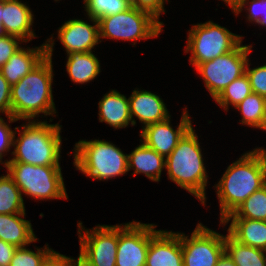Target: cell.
I'll return each instance as SVG.
<instances>
[{"label":"cell","instance_id":"6da1fadb","mask_svg":"<svg viewBox=\"0 0 266 266\" xmlns=\"http://www.w3.org/2000/svg\"><path fill=\"white\" fill-rule=\"evenodd\" d=\"M45 41L46 57L27 75L11 86V116L17 120L34 121L43 114L56 116L53 99V47L55 39L51 35Z\"/></svg>","mask_w":266,"mask_h":266},{"label":"cell","instance_id":"7a4b0ae2","mask_svg":"<svg viewBox=\"0 0 266 266\" xmlns=\"http://www.w3.org/2000/svg\"><path fill=\"white\" fill-rule=\"evenodd\" d=\"M265 184L266 149L257 147L237 158L213 186L220 206V222Z\"/></svg>","mask_w":266,"mask_h":266},{"label":"cell","instance_id":"3957f363","mask_svg":"<svg viewBox=\"0 0 266 266\" xmlns=\"http://www.w3.org/2000/svg\"><path fill=\"white\" fill-rule=\"evenodd\" d=\"M22 127H15L13 155L8 162H22L34 166H60L62 125L49 124L48 121H26ZM20 128L22 130L20 131ZM18 132V133H17ZM16 134L19 136L16 138Z\"/></svg>","mask_w":266,"mask_h":266},{"label":"cell","instance_id":"277c9868","mask_svg":"<svg viewBox=\"0 0 266 266\" xmlns=\"http://www.w3.org/2000/svg\"><path fill=\"white\" fill-rule=\"evenodd\" d=\"M193 126L165 158L168 180L186 190L205 206L208 177L197 133Z\"/></svg>","mask_w":266,"mask_h":266},{"label":"cell","instance_id":"5b68a950","mask_svg":"<svg viewBox=\"0 0 266 266\" xmlns=\"http://www.w3.org/2000/svg\"><path fill=\"white\" fill-rule=\"evenodd\" d=\"M127 157L128 154L106 140H79L73 148L76 170L99 181L127 174Z\"/></svg>","mask_w":266,"mask_h":266},{"label":"cell","instance_id":"8992f818","mask_svg":"<svg viewBox=\"0 0 266 266\" xmlns=\"http://www.w3.org/2000/svg\"><path fill=\"white\" fill-rule=\"evenodd\" d=\"M4 167L23 194L36 200L68 199L61 166L8 162Z\"/></svg>","mask_w":266,"mask_h":266},{"label":"cell","instance_id":"52a82bcc","mask_svg":"<svg viewBox=\"0 0 266 266\" xmlns=\"http://www.w3.org/2000/svg\"><path fill=\"white\" fill-rule=\"evenodd\" d=\"M187 37L184 52L191 53L189 63L194 68L198 64L229 53L243 42L242 35L234 34L212 20L192 25Z\"/></svg>","mask_w":266,"mask_h":266},{"label":"cell","instance_id":"ba28073f","mask_svg":"<svg viewBox=\"0 0 266 266\" xmlns=\"http://www.w3.org/2000/svg\"><path fill=\"white\" fill-rule=\"evenodd\" d=\"M99 38L121 41H133V46L139 40L159 37L163 26L147 12L137 8L130 9L100 18Z\"/></svg>","mask_w":266,"mask_h":266},{"label":"cell","instance_id":"9c48e42d","mask_svg":"<svg viewBox=\"0 0 266 266\" xmlns=\"http://www.w3.org/2000/svg\"><path fill=\"white\" fill-rule=\"evenodd\" d=\"M253 45L242 42L232 51L195 67L204 86L215 100L234 80L245 73L246 64Z\"/></svg>","mask_w":266,"mask_h":266},{"label":"cell","instance_id":"30bf717a","mask_svg":"<svg viewBox=\"0 0 266 266\" xmlns=\"http://www.w3.org/2000/svg\"><path fill=\"white\" fill-rule=\"evenodd\" d=\"M183 266H217L225 254L224 235L197 223L191 235L181 233Z\"/></svg>","mask_w":266,"mask_h":266},{"label":"cell","instance_id":"8fae6325","mask_svg":"<svg viewBox=\"0 0 266 266\" xmlns=\"http://www.w3.org/2000/svg\"><path fill=\"white\" fill-rule=\"evenodd\" d=\"M77 223L79 252L94 266H116L119 224L85 229L82 222Z\"/></svg>","mask_w":266,"mask_h":266},{"label":"cell","instance_id":"7c38bea8","mask_svg":"<svg viewBox=\"0 0 266 266\" xmlns=\"http://www.w3.org/2000/svg\"><path fill=\"white\" fill-rule=\"evenodd\" d=\"M156 224H119L116 266H145L150 239L159 231Z\"/></svg>","mask_w":266,"mask_h":266},{"label":"cell","instance_id":"4fadbf2b","mask_svg":"<svg viewBox=\"0 0 266 266\" xmlns=\"http://www.w3.org/2000/svg\"><path fill=\"white\" fill-rule=\"evenodd\" d=\"M184 108L176 129L171 125V117H169L164 121L151 123L142 127L139 135L141 137L140 141L164 158L168 157L177 146L178 141L192 127L191 116L187 108Z\"/></svg>","mask_w":266,"mask_h":266},{"label":"cell","instance_id":"5bb4252c","mask_svg":"<svg viewBox=\"0 0 266 266\" xmlns=\"http://www.w3.org/2000/svg\"><path fill=\"white\" fill-rule=\"evenodd\" d=\"M93 25L82 19H69L58 28L57 39L67 54L71 52H92L100 42L98 21L89 16Z\"/></svg>","mask_w":266,"mask_h":266},{"label":"cell","instance_id":"9a60e30c","mask_svg":"<svg viewBox=\"0 0 266 266\" xmlns=\"http://www.w3.org/2000/svg\"><path fill=\"white\" fill-rule=\"evenodd\" d=\"M0 23L7 35L20 38L25 44L37 38L34 30V14L21 0H0Z\"/></svg>","mask_w":266,"mask_h":266},{"label":"cell","instance_id":"2e32d148","mask_svg":"<svg viewBox=\"0 0 266 266\" xmlns=\"http://www.w3.org/2000/svg\"><path fill=\"white\" fill-rule=\"evenodd\" d=\"M145 266H183L181 234L159 230L150 239Z\"/></svg>","mask_w":266,"mask_h":266},{"label":"cell","instance_id":"e0dca14e","mask_svg":"<svg viewBox=\"0 0 266 266\" xmlns=\"http://www.w3.org/2000/svg\"><path fill=\"white\" fill-rule=\"evenodd\" d=\"M128 100L133 126L137 123L134 117L143 124L142 127L171 117L163 99L151 91L136 88Z\"/></svg>","mask_w":266,"mask_h":266},{"label":"cell","instance_id":"ac0fdd59","mask_svg":"<svg viewBox=\"0 0 266 266\" xmlns=\"http://www.w3.org/2000/svg\"><path fill=\"white\" fill-rule=\"evenodd\" d=\"M46 57V44L38 47L19 48L0 68L7 82L12 86L27 75Z\"/></svg>","mask_w":266,"mask_h":266},{"label":"cell","instance_id":"d6986e66","mask_svg":"<svg viewBox=\"0 0 266 266\" xmlns=\"http://www.w3.org/2000/svg\"><path fill=\"white\" fill-rule=\"evenodd\" d=\"M99 122H105L116 129L133 126L128 98L117 90H110L104 94L98 103Z\"/></svg>","mask_w":266,"mask_h":266},{"label":"cell","instance_id":"ffe728a7","mask_svg":"<svg viewBox=\"0 0 266 266\" xmlns=\"http://www.w3.org/2000/svg\"><path fill=\"white\" fill-rule=\"evenodd\" d=\"M140 142V145L128 154V171L134 170L133 176L144 174L151 181L159 182L165 168V158Z\"/></svg>","mask_w":266,"mask_h":266},{"label":"cell","instance_id":"44dd1931","mask_svg":"<svg viewBox=\"0 0 266 266\" xmlns=\"http://www.w3.org/2000/svg\"><path fill=\"white\" fill-rule=\"evenodd\" d=\"M231 221V222H230ZM239 243L266 251V221L247 218H225L220 224Z\"/></svg>","mask_w":266,"mask_h":266},{"label":"cell","instance_id":"7402d4cb","mask_svg":"<svg viewBox=\"0 0 266 266\" xmlns=\"http://www.w3.org/2000/svg\"><path fill=\"white\" fill-rule=\"evenodd\" d=\"M25 216L26 213L0 214V239L17 248L39 241Z\"/></svg>","mask_w":266,"mask_h":266},{"label":"cell","instance_id":"603a6c76","mask_svg":"<svg viewBox=\"0 0 266 266\" xmlns=\"http://www.w3.org/2000/svg\"><path fill=\"white\" fill-rule=\"evenodd\" d=\"M66 71L72 82L90 83L101 72L100 60L92 52H71L67 54Z\"/></svg>","mask_w":266,"mask_h":266},{"label":"cell","instance_id":"cb8c5ba5","mask_svg":"<svg viewBox=\"0 0 266 266\" xmlns=\"http://www.w3.org/2000/svg\"><path fill=\"white\" fill-rule=\"evenodd\" d=\"M225 254L236 266H266V251L244 245L235 240L228 232L224 235Z\"/></svg>","mask_w":266,"mask_h":266},{"label":"cell","instance_id":"d4e9b609","mask_svg":"<svg viewBox=\"0 0 266 266\" xmlns=\"http://www.w3.org/2000/svg\"><path fill=\"white\" fill-rule=\"evenodd\" d=\"M234 108L241 114L240 124L263 129L266 122V99L264 97L251 93Z\"/></svg>","mask_w":266,"mask_h":266},{"label":"cell","instance_id":"484cf974","mask_svg":"<svg viewBox=\"0 0 266 266\" xmlns=\"http://www.w3.org/2000/svg\"><path fill=\"white\" fill-rule=\"evenodd\" d=\"M5 172L6 175L0 176V214L26 213L21 190Z\"/></svg>","mask_w":266,"mask_h":266},{"label":"cell","instance_id":"4316f807","mask_svg":"<svg viewBox=\"0 0 266 266\" xmlns=\"http://www.w3.org/2000/svg\"><path fill=\"white\" fill-rule=\"evenodd\" d=\"M252 93L250 81L246 73L232 81L214 100L220 108L226 112L230 109V105L236 107L248 95Z\"/></svg>","mask_w":266,"mask_h":266},{"label":"cell","instance_id":"83f0119b","mask_svg":"<svg viewBox=\"0 0 266 266\" xmlns=\"http://www.w3.org/2000/svg\"><path fill=\"white\" fill-rule=\"evenodd\" d=\"M227 218H247L266 221V184L251 194L241 206Z\"/></svg>","mask_w":266,"mask_h":266},{"label":"cell","instance_id":"f1b7e54d","mask_svg":"<svg viewBox=\"0 0 266 266\" xmlns=\"http://www.w3.org/2000/svg\"><path fill=\"white\" fill-rule=\"evenodd\" d=\"M87 16L99 20L132 7L130 0H83Z\"/></svg>","mask_w":266,"mask_h":266},{"label":"cell","instance_id":"f546056e","mask_svg":"<svg viewBox=\"0 0 266 266\" xmlns=\"http://www.w3.org/2000/svg\"><path fill=\"white\" fill-rule=\"evenodd\" d=\"M27 247L16 248L10 266H42L43 261L53 251L47 243L44 247L35 246L36 252Z\"/></svg>","mask_w":266,"mask_h":266},{"label":"cell","instance_id":"4dcf8cb0","mask_svg":"<svg viewBox=\"0 0 266 266\" xmlns=\"http://www.w3.org/2000/svg\"><path fill=\"white\" fill-rule=\"evenodd\" d=\"M248 6V7H247ZM246 11V21L266 27V0H242L232 12L238 16L239 13Z\"/></svg>","mask_w":266,"mask_h":266},{"label":"cell","instance_id":"1f68e13d","mask_svg":"<svg viewBox=\"0 0 266 266\" xmlns=\"http://www.w3.org/2000/svg\"><path fill=\"white\" fill-rule=\"evenodd\" d=\"M250 59H248L245 73L247 74L252 93L261 95L266 99V63L265 65L250 68Z\"/></svg>","mask_w":266,"mask_h":266},{"label":"cell","instance_id":"d6a6232c","mask_svg":"<svg viewBox=\"0 0 266 266\" xmlns=\"http://www.w3.org/2000/svg\"><path fill=\"white\" fill-rule=\"evenodd\" d=\"M6 118L7 120H9V122L7 121L5 122L3 117H1L0 115V164H3V167H4L3 157L6 156V154L10 152L11 147H13L15 130H12L10 124L19 121L12 116H6Z\"/></svg>","mask_w":266,"mask_h":266},{"label":"cell","instance_id":"836d02e7","mask_svg":"<svg viewBox=\"0 0 266 266\" xmlns=\"http://www.w3.org/2000/svg\"><path fill=\"white\" fill-rule=\"evenodd\" d=\"M131 5L141 11L147 12L156 19L162 26L164 23L160 21V16L166 12L165 3L169 0H130Z\"/></svg>","mask_w":266,"mask_h":266},{"label":"cell","instance_id":"e575fe53","mask_svg":"<svg viewBox=\"0 0 266 266\" xmlns=\"http://www.w3.org/2000/svg\"><path fill=\"white\" fill-rule=\"evenodd\" d=\"M25 43L20 38L12 35L0 37V68L8 59Z\"/></svg>","mask_w":266,"mask_h":266},{"label":"cell","instance_id":"d590c367","mask_svg":"<svg viewBox=\"0 0 266 266\" xmlns=\"http://www.w3.org/2000/svg\"><path fill=\"white\" fill-rule=\"evenodd\" d=\"M0 113L11 116V85L0 71Z\"/></svg>","mask_w":266,"mask_h":266},{"label":"cell","instance_id":"8d00e7d4","mask_svg":"<svg viewBox=\"0 0 266 266\" xmlns=\"http://www.w3.org/2000/svg\"><path fill=\"white\" fill-rule=\"evenodd\" d=\"M42 266H72V257L53 250L43 261Z\"/></svg>","mask_w":266,"mask_h":266},{"label":"cell","instance_id":"74e56055","mask_svg":"<svg viewBox=\"0 0 266 266\" xmlns=\"http://www.w3.org/2000/svg\"><path fill=\"white\" fill-rule=\"evenodd\" d=\"M17 247L0 239V266H10Z\"/></svg>","mask_w":266,"mask_h":266},{"label":"cell","instance_id":"f35d334b","mask_svg":"<svg viewBox=\"0 0 266 266\" xmlns=\"http://www.w3.org/2000/svg\"><path fill=\"white\" fill-rule=\"evenodd\" d=\"M72 266H94L80 252L77 259L72 258Z\"/></svg>","mask_w":266,"mask_h":266},{"label":"cell","instance_id":"ab89813d","mask_svg":"<svg viewBox=\"0 0 266 266\" xmlns=\"http://www.w3.org/2000/svg\"><path fill=\"white\" fill-rule=\"evenodd\" d=\"M217 266H236V264L226 254H224L217 263Z\"/></svg>","mask_w":266,"mask_h":266},{"label":"cell","instance_id":"60d3db41","mask_svg":"<svg viewBox=\"0 0 266 266\" xmlns=\"http://www.w3.org/2000/svg\"><path fill=\"white\" fill-rule=\"evenodd\" d=\"M221 1H224L225 2V4H227L228 5V7L231 9V11H232V9L234 8V7H236L242 0H221Z\"/></svg>","mask_w":266,"mask_h":266},{"label":"cell","instance_id":"b9f144b4","mask_svg":"<svg viewBox=\"0 0 266 266\" xmlns=\"http://www.w3.org/2000/svg\"><path fill=\"white\" fill-rule=\"evenodd\" d=\"M5 35H7V34H6L5 30H4L3 24L0 23V37H3Z\"/></svg>","mask_w":266,"mask_h":266},{"label":"cell","instance_id":"7bdbcfd3","mask_svg":"<svg viewBox=\"0 0 266 266\" xmlns=\"http://www.w3.org/2000/svg\"><path fill=\"white\" fill-rule=\"evenodd\" d=\"M262 130H263V131H266V122H265V125H264V127H263Z\"/></svg>","mask_w":266,"mask_h":266}]
</instances>
